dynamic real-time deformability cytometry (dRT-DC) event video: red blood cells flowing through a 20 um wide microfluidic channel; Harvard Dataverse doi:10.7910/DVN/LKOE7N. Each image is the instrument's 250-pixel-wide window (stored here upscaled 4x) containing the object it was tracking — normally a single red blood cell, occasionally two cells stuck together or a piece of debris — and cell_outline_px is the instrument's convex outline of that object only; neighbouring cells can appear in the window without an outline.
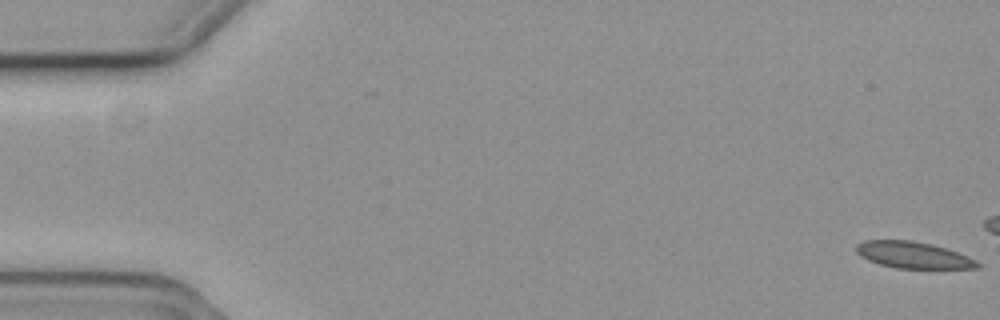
{"species": "common noctule bat (a hibernating species)", "species_latin": "Nyctalus noctula", "temperature_condition": "cold", "stored_images_in_passage": 14, "camera_frame_rate_fps": 3000, "um_per_image_px": 0.085, "animal": {"sex": "female", "body_mass_g": 19.3, "forearm_length_mm": 54.1}, "frame": {"image": 1, "passage_image": 1, "time_ms": 0.0, "image_size_px": [1000, 320], "cell_outline_px": [[984, 264], [980, 268], [896, 268], [880, 264], [868, 260], [860, 256], [856, 252], [856, 244], [864, 240], [912, 240], [932, 244], [948, 248], [968, 256]], "centroid_in_image_um": [77.66, 21.67], "position_along_channel_um": 7.3, "area_um2": 18.96}}